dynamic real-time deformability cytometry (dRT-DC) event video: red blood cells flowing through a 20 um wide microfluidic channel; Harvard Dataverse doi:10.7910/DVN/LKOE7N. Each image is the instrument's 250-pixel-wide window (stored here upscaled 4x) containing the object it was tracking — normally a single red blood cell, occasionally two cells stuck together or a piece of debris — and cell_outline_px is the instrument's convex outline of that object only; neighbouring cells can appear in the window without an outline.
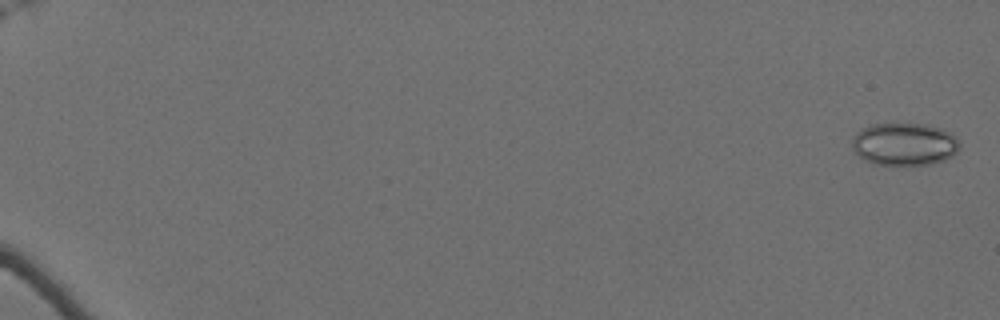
{"species": "Egyptian fruit bat (a non-hibernating species)", "species_latin": "Rousettus aegyptiacus", "temperature_condition": "cold", "stored_images_in_passage": 62, "camera_frame_rate_fps": 3000, "um_per_image_px": 0.085, "animal": {"sex": "female"}, "frame": {"image": 1, "passage_image": 2, "time_ms": 0.333, "image_size_px": [1000, 320], "cell_outline_px": [[960, 148], [952, 156], [944, 160], [928, 164], [872, 164], [864, 160], [852, 152], [852, 140], [856, 132], [872, 124], [928, 124], [940, 128], [948, 132], [960, 144]], "centroid_in_image_um": [76.83, 12.25], "position_along_channel_um": 8.2, "area_um2": 26.59}}
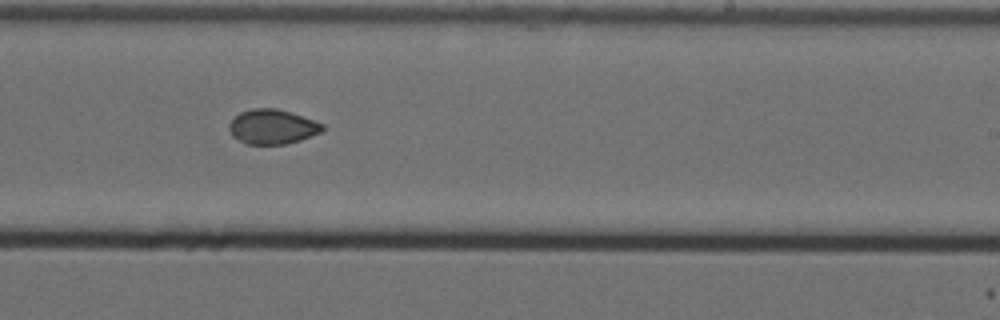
{"frame": {"image": 2, "passage_image": 42, "time_ms": 13.667, "image_size_px": [1000, 320], "cell_outline_px": [[324, 128], [320, 132], [300, 140], [284, 144], [248, 144], [232, 136], [228, 128], [228, 124], [240, 112], [252, 108], [276, 108], [324, 124]], "centroid_in_image_um": [23.11, 10.77], "position_along_channel_um": 265.9, "area_um2": 18.55}}
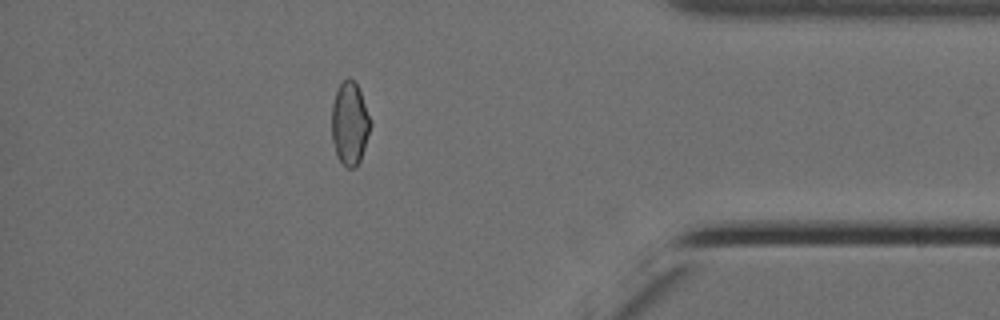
{"frame": {"image": 3, "passage_image": 56, "time_ms": 18.333, "image_size_px": [1000, 320], "cell_outline_px": [[372, 124], [360, 160], [356, 168], [348, 168], [336, 156], [332, 140], [332, 104], [336, 92], [340, 84], [348, 76], [356, 84], [360, 92], [372, 120]], "centroid_in_image_um": [29.73, 10.51], "position_along_channel_um": 405.5, "area_um2": 18.73}, "authors_computed_cell_mechanics": {"area_um2": 19.9699, "velocity_mm_per_s": 3.4927, "shape_relaxation_time_tau1_ms": null, "shape_relaxation_time_tau2_ms": 3.6838, "deformation_change_tau1": null, "deformation_change_tau2": 0.053}}